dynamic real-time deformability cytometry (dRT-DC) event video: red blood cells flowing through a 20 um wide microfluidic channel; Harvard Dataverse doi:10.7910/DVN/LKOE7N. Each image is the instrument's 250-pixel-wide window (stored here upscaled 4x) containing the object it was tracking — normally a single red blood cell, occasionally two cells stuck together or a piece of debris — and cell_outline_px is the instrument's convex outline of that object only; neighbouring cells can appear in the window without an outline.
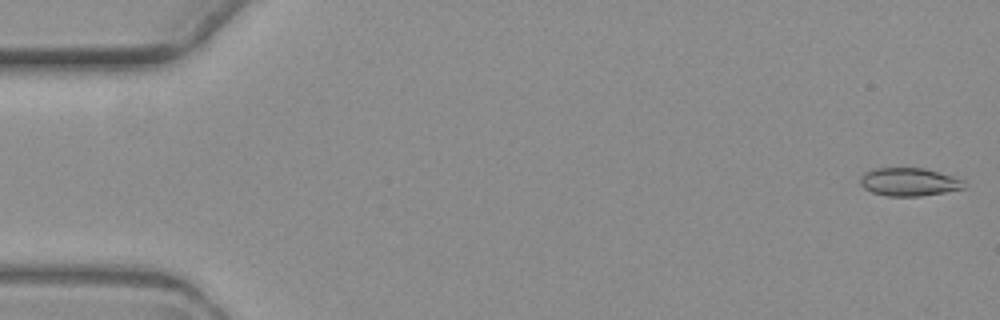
{"species": "common noctule bat (a hibernating species)", "species_latin": "Nyctalus noctula", "temperature_condition": "warm", "stored_images_in_passage": 9, "camera_frame_rate_fps": 3000, "um_per_image_px": 0.085, "animal": {"sex": "female", "body_mass_g": 19.3, "forearm_length_mm": 54.1}, "frame": {"image": 1, "passage_image": 1, "time_ms": 0.0, "image_size_px": [1000, 320], "cell_outline_px": [[964, 188], [944, 192], [920, 196], [888, 196], [872, 192], [864, 188], [860, 184], [860, 176], [864, 172], [876, 168], [924, 168], [952, 176], [964, 180]], "centroid_in_image_um": [77.24, 15.46], "position_along_channel_um": 7.8, "area_um2": 16.94}}
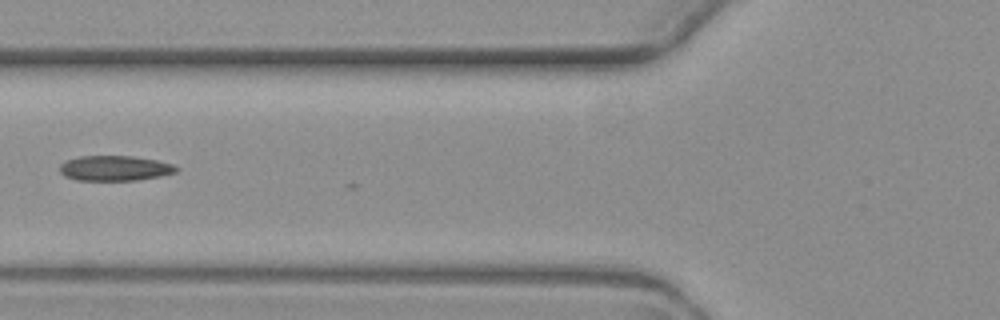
{"frame": {"image": 2, "passage_image": 6, "time_ms": 7.0, "image_size_px": [1000, 320], "cell_outline_px": [[180, 168], [176, 172], [160, 176], [136, 180], [76, 180], [64, 176], [60, 172], [60, 164], [68, 160], [80, 156], [132, 156], [156, 160], [172, 164]], "centroid_in_image_um": [9.76, 14.3], "position_along_channel_um": 116.0, "area_um2": 16.99}}
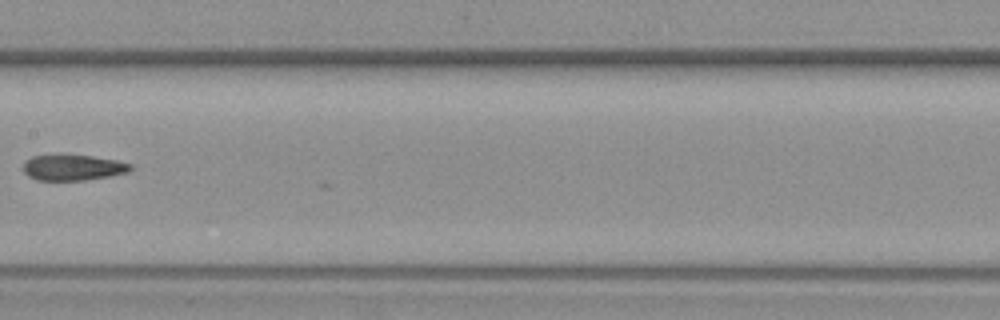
{"frame": {"image": 3, "passage_image": 8, "time_ms": 9.333, "image_size_px": [1000, 320], "cell_outline_px": [[132, 168], [128, 172], [108, 176], [84, 180], [36, 180], [28, 176], [24, 172], [24, 160], [32, 156], [60, 152], [92, 156], [116, 160], [132, 164]], "centroid_in_image_um": [6.14, 14.19], "position_along_channel_um": 201.3, "area_um2": 16.65}}